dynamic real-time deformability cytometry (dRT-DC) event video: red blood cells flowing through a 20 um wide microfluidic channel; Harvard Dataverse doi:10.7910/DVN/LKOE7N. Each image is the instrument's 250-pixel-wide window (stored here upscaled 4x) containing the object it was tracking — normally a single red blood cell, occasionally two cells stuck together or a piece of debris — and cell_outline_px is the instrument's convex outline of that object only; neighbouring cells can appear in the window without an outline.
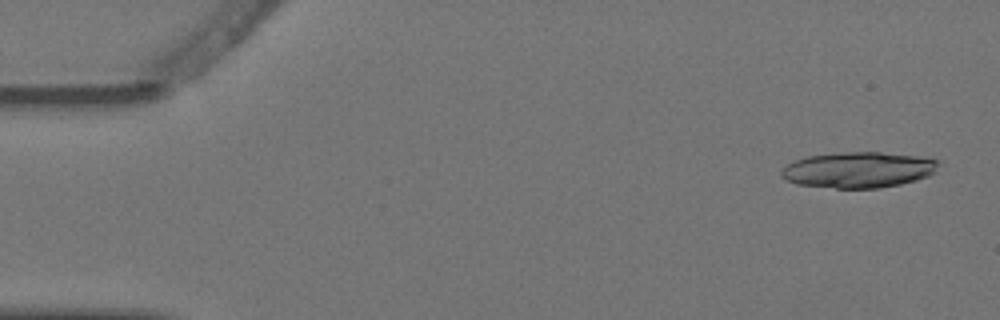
{"species": "Egyptian fruit bat (a non-hibernating species)", "species_latin": "Rousettus aegyptiacus", "temperature_condition": "warm", "stored_images_in_passage": 4, "camera_frame_rate_fps": 3000, "um_per_image_px": 0.085, "animal": {"sex": "female"}, "frame": {"image": 1, "passage_image": 1, "time_ms": 0.0, "image_size_px": [1000, 320], "cell_outline_px": [[936, 172], [928, 176], [916, 180], [900, 184], [880, 188], [836, 188], [796, 184], [780, 176], [780, 172], [788, 164], [796, 160], [808, 156], [840, 152], [880, 152], [916, 156], [936, 160]], "centroid_in_image_um": [72.94, 14.44], "position_along_channel_um": 12.1, "area_um2": 32.54}}